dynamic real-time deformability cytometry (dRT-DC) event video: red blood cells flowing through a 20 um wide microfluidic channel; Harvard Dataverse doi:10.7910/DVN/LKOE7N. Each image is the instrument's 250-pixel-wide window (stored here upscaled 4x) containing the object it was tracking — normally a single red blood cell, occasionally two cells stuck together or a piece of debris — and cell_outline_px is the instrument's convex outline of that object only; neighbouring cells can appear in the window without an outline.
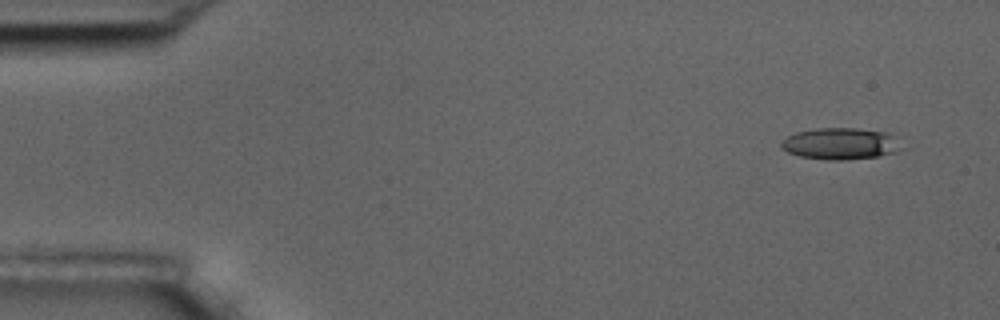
{"species": "common noctule bat (a hibernating species)", "species_latin": "Nyctalus noctula", "temperature_condition": "room temperature", "stored_images_in_passage": 6, "segment_of_instrument_passage": [2, 2], "camera_frame_rate_fps": 3000, "um_per_image_px": 0.085, "animal": {"sex": "male", "body_mass_g": 17.5, "forearm_length_mm": 52.3}, "frame": {"image": 1, "passage_image": 6, "time_ms": 6.667, "image_size_px": [1000, 320], "cell_outline_px": [[908, 148], [896, 152], [876, 156], [848, 160], [824, 160], [800, 156], [788, 152], [780, 148], [780, 144], [788, 136], [796, 132], [816, 128], [860, 128], [888, 132]], "centroid_in_image_um": [71.5, 12.21], "position_along_channel_um": 13.5, "area_um2": 22.54}}